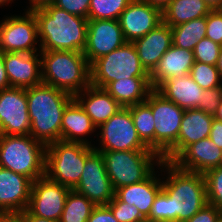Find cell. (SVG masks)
<instances>
[{
	"label": "cell",
	"instance_id": "6da1fadb",
	"mask_svg": "<svg viewBox=\"0 0 222 222\" xmlns=\"http://www.w3.org/2000/svg\"><path fill=\"white\" fill-rule=\"evenodd\" d=\"M32 12L38 23L41 51H84L87 42L88 19L70 14L54 4Z\"/></svg>",
	"mask_w": 222,
	"mask_h": 222
},
{
	"label": "cell",
	"instance_id": "7a4b0ae2",
	"mask_svg": "<svg viewBox=\"0 0 222 222\" xmlns=\"http://www.w3.org/2000/svg\"><path fill=\"white\" fill-rule=\"evenodd\" d=\"M30 135L45 146L61 140V121L66 106L74 97L41 83L26 88Z\"/></svg>",
	"mask_w": 222,
	"mask_h": 222
},
{
	"label": "cell",
	"instance_id": "3957f363",
	"mask_svg": "<svg viewBox=\"0 0 222 222\" xmlns=\"http://www.w3.org/2000/svg\"><path fill=\"white\" fill-rule=\"evenodd\" d=\"M42 81L73 97L90 85V64L83 52L41 51Z\"/></svg>",
	"mask_w": 222,
	"mask_h": 222
},
{
	"label": "cell",
	"instance_id": "277c9868",
	"mask_svg": "<svg viewBox=\"0 0 222 222\" xmlns=\"http://www.w3.org/2000/svg\"><path fill=\"white\" fill-rule=\"evenodd\" d=\"M46 146L31 135L0 134V167L33 182L45 175Z\"/></svg>",
	"mask_w": 222,
	"mask_h": 222
},
{
	"label": "cell",
	"instance_id": "5b68a950",
	"mask_svg": "<svg viewBox=\"0 0 222 222\" xmlns=\"http://www.w3.org/2000/svg\"><path fill=\"white\" fill-rule=\"evenodd\" d=\"M114 190L147 179L160 166L162 157L154 150L99 151Z\"/></svg>",
	"mask_w": 222,
	"mask_h": 222
},
{
	"label": "cell",
	"instance_id": "8992f818",
	"mask_svg": "<svg viewBox=\"0 0 222 222\" xmlns=\"http://www.w3.org/2000/svg\"><path fill=\"white\" fill-rule=\"evenodd\" d=\"M93 146L83 143L56 141L46 146L45 175L52 181L73 189L82 175Z\"/></svg>",
	"mask_w": 222,
	"mask_h": 222
},
{
	"label": "cell",
	"instance_id": "52a82bcc",
	"mask_svg": "<svg viewBox=\"0 0 222 222\" xmlns=\"http://www.w3.org/2000/svg\"><path fill=\"white\" fill-rule=\"evenodd\" d=\"M151 108L155 121V152L164 161L177 158V139L184 109L166 99L153 89L145 101Z\"/></svg>",
	"mask_w": 222,
	"mask_h": 222
},
{
	"label": "cell",
	"instance_id": "ba28073f",
	"mask_svg": "<svg viewBox=\"0 0 222 222\" xmlns=\"http://www.w3.org/2000/svg\"><path fill=\"white\" fill-rule=\"evenodd\" d=\"M127 78H150L132 42H125L90 64V84L93 86L105 88L112 81Z\"/></svg>",
	"mask_w": 222,
	"mask_h": 222
},
{
	"label": "cell",
	"instance_id": "9c48e42d",
	"mask_svg": "<svg viewBox=\"0 0 222 222\" xmlns=\"http://www.w3.org/2000/svg\"><path fill=\"white\" fill-rule=\"evenodd\" d=\"M97 129L100 147L93 146L96 151L152 150L139 138L130 106L123 107Z\"/></svg>",
	"mask_w": 222,
	"mask_h": 222
},
{
	"label": "cell",
	"instance_id": "30bf717a",
	"mask_svg": "<svg viewBox=\"0 0 222 222\" xmlns=\"http://www.w3.org/2000/svg\"><path fill=\"white\" fill-rule=\"evenodd\" d=\"M21 15L6 16L0 21V52H41L38 39V23L32 11Z\"/></svg>",
	"mask_w": 222,
	"mask_h": 222
},
{
	"label": "cell",
	"instance_id": "8fae6325",
	"mask_svg": "<svg viewBox=\"0 0 222 222\" xmlns=\"http://www.w3.org/2000/svg\"><path fill=\"white\" fill-rule=\"evenodd\" d=\"M95 206L107 205L115 196L101 152L94 150L86 159L79 183L72 189Z\"/></svg>",
	"mask_w": 222,
	"mask_h": 222
},
{
	"label": "cell",
	"instance_id": "7c38bea8",
	"mask_svg": "<svg viewBox=\"0 0 222 222\" xmlns=\"http://www.w3.org/2000/svg\"><path fill=\"white\" fill-rule=\"evenodd\" d=\"M71 190L44 175L32 183L27 210L40 218L60 220L66 198Z\"/></svg>",
	"mask_w": 222,
	"mask_h": 222
},
{
	"label": "cell",
	"instance_id": "4fadbf2b",
	"mask_svg": "<svg viewBox=\"0 0 222 222\" xmlns=\"http://www.w3.org/2000/svg\"><path fill=\"white\" fill-rule=\"evenodd\" d=\"M168 174L162 180V187L178 201L208 202L205 179L202 173L179 169L174 163L162 161L157 167ZM165 170V171H164Z\"/></svg>",
	"mask_w": 222,
	"mask_h": 222
},
{
	"label": "cell",
	"instance_id": "5bb4252c",
	"mask_svg": "<svg viewBox=\"0 0 222 222\" xmlns=\"http://www.w3.org/2000/svg\"><path fill=\"white\" fill-rule=\"evenodd\" d=\"M31 122L25 88L0 91V134L30 135Z\"/></svg>",
	"mask_w": 222,
	"mask_h": 222
},
{
	"label": "cell",
	"instance_id": "9a60e30c",
	"mask_svg": "<svg viewBox=\"0 0 222 222\" xmlns=\"http://www.w3.org/2000/svg\"><path fill=\"white\" fill-rule=\"evenodd\" d=\"M118 21L125 41L133 42L163 22L162 10L142 0H132Z\"/></svg>",
	"mask_w": 222,
	"mask_h": 222
},
{
	"label": "cell",
	"instance_id": "2e32d148",
	"mask_svg": "<svg viewBox=\"0 0 222 222\" xmlns=\"http://www.w3.org/2000/svg\"><path fill=\"white\" fill-rule=\"evenodd\" d=\"M125 42L118 20H88L87 42L83 54L91 64Z\"/></svg>",
	"mask_w": 222,
	"mask_h": 222
},
{
	"label": "cell",
	"instance_id": "e0dca14e",
	"mask_svg": "<svg viewBox=\"0 0 222 222\" xmlns=\"http://www.w3.org/2000/svg\"><path fill=\"white\" fill-rule=\"evenodd\" d=\"M3 61L10 87L26 89L43 83L40 52H5Z\"/></svg>",
	"mask_w": 222,
	"mask_h": 222
},
{
	"label": "cell",
	"instance_id": "ac0fdd59",
	"mask_svg": "<svg viewBox=\"0 0 222 222\" xmlns=\"http://www.w3.org/2000/svg\"><path fill=\"white\" fill-rule=\"evenodd\" d=\"M33 181L0 167V212H23L27 209Z\"/></svg>",
	"mask_w": 222,
	"mask_h": 222
},
{
	"label": "cell",
	"instance_id": "d6986e66",
	"mask_svg": "<svg viewBox=\"0 0 222 222\" xmlns=\"http://www.w3.org/2000/svg\"><path fill=\"white\" fill-rule=\"evenodd\" d=\"M221 159L222 150L207 137L189 145L172 163L181 170L204 174L219 167Z\"/></svg>",
	"mask_w": 222,
	"mask_h": 222
},
{
	"label": "cell",
	"instance_id": "ffe728a7",
	"mask_svg": "<svg viewBox=\"0 0 222 222\" xmlns=\"http://www.w3.org/2000/svg\"><path fill=\"white\" fill-rule=\"evenodd\" d=\"M132 43L141 64L151 74L157 67L161 57L173 45L171 27L162 22L145 36L136 39Z\"/></svg>",
	"mask_w": 222,
	"mask_h": 222
},
{
	"label": "cell",
	"instance_id": "44dd1931",
	"mask_svg": "<svg viewBox=\"0 0 222 222\" xmlns=\"http://www.w3.org/2000/svg\"><path fill=\"white\" fill-rule=\"evenodd\" d=\"M98 128L123 107L104 89L89 85L74 96Z\"/></svg>",
	"mask_w": 222,
	"mask_h": 222
},
{
	"label": "cell",
	"instance_id": "7402d4cb",
	"mask_svg": "<svg viewBox=\"0 0 222 222\" xmlns=\"http://www.w3.org/2000/svg\"><path fill=\"white\" fill-rule=\"evenodd\" d=\"M194 63L193 51L172 45L150 74L151 86L153 89H157L169 78L189 74Z\"/></svg>",
	"mask_w": 222,
	"mask_h": 222
},
{
	"label": "cell",
	"instance_id": "603a6c76",
	"mask_svg": "<svg viewBox=\"0 0 222 222\" xmlns=\"http://www.w3.org/2000/svg\"><path fill=\"white\" fill-rule=\"evenodd\" d=\"M157 173L160 172H158V170L154 171L147 179L143 180L142 182L119 187L115 190V195L121 201L130 205H135L141 214L145 218H148L154 199L162 190V179H160Z\"/></svg>",
	"mask_w": 222,
	"mask_h": 222
},
{
	"label": "cell",
	"instance_id": "cb8c5ba5",
	"mask_svg": "<svg viewBox=\"0 0 222 222\" xmlns=\"http://www.w3.org/2000/svg\"><path fill=\"white\" fill-rule=\"evenodd\" d=\"M97 127L92 123L91 118L83 110L80 104L73 99L65 108L61 121V141L91 144L87 135L96 132Z\"/></svg>",
	"mask_w": 222,
	"mask_h": 222
},
{
	"label": "cell",
	"instance_id": "d4e9b609",
	"mask_svg": "<svg viewBox=\"0 0 222 222\" xmlns=\"http://www.w3.org/2000/svg\"><path fill=\"white\" fill-rule=\"evenodd\" d=\"M156 90L184 110L197 108L203 96V89L189 74L169 78Z\"/></svg>",
	"mask_w": 222,
	"mask_h": 222
},
{
	"label": "cell",
	"instance_id": "484cf974",
	"mask_svg": "<svg viewBox=\"0 0 222 222\" xmlns=\"http://www.w3.org/2000/svg\"><path fill=\"white\" fill-rule=\"evenodd\" d=\"M214 116L200 109H186L177 139V157L191 144L210 136Z\"/></svg>",
	"mask_w": 222,
	"mask_h": 222
},
{
	"label": "cell",
	"instance_id": "4316f807",
	"mask_svg": "<svg viewBox=\"0 0 222 222\" xmlns=\"http://www.w3.org/2000/svg\"><path fill=\"white\" fill-rule=\"evenodd\" d=\"M122 107L146 101L153 90L150 78H127L112 81L104 88Z\"/></svg>",
	"mask_w": 222,
	"mask_h": 222
},
{
	"label": "cell",
	"instance_id": "83f0119b",
	"mask_svg": "<svg viewBox=\"0 0 222 222\" xmlns=\"http://www.w3.org/2000/svg\"><path fill=\"white\" fill-rule=\"evenodd\" d=\"M212 9L204 0H172L162 11L163 22L170 27L207 16Z\"/></svg>",
	"mask_w": 222,
	"mask_h": 222
},
{
	"label": "cell",
	"instance_id": "f1b7e54d",
	"mask_svg": "<svg viewBox=\"0 0 222 222\" xmlns=\"http://www.w3.org/2000/svg\"><path fill=\"white\" fill-rule=\"evenodd\" d=\"M176 47L193 51L198 41L206 37V16L171 27Z\"/></svg>",
	"mask_w": 222,
	"mask_h": 222
},
{
	"label": "cell",
	"instance_id": "f546056e",
	"mask_svg": "<svg viewBox=\"0 0 222 222\" xmlns=\"http://www.w3.org/2000/svg\"><path fill=\"white\" fill-rule=\"evenodd\" d=\"M134 126L141 141L155 151V121L150 106L144 101L130 106Z\"/></svg>",
	"mask_w": 222,
	"mask_h": 222
},
{
	"label": "cell",
	"instance_id": "4dcf8cb0",
	"mask_svg": "<svg viewBox=\"0 0 222 222\" xmlns=\"http://www.w3.org/2000/svg\"><path fill=\"white\" fill-rule=\"evenodd\" d=\"M148 219L155 222H180V201L162 187L154 199Z\"/></svg>",
	"mask_w": 222,
	"mask_h": 222
},
{
	"label": "cell",
	"instance_id": "1f68e13d",
	"mask_svg": "<svg viewBox=\"0 0 222 222\" xmlns=\"http://www.w3.org/2000/svg\"><path fill=\"white\" fill-rule=\"evenodd\" d=\"M95 205L74 190L68 193L60 222H87Z\"/></svg>",
	"mask_w": 222,
	"mask_h": 222
},
{
	"label": "cell",
	"instance_id": "d6a6232c",
	"mask_svg": "<svg viewBox=\"0 0 222 222\" xmlns=\"http://www.w3.org/2000/svg\"><path fill=\"white\" fill-rule=\"evenodd\" d=\"M132 0H90L88 20H118Z\"/></svg>",
	"mask_w": 222,
	"mask_h": 222
},
{
	"label": "cell",
	"instance_id": "836d02e7",
	"mask_svg": "<svg viewBox=\"0 0 222 222\" xmlns=\"http://www.w3.org/2000/svg\"><path fill=\"white\" fill-rule=\"evenodd\" d=\"M189 75L202 89L222 86V79L215 65L195 61Z\"/></svg>",
	"mask_w": 222,
	"mask_h": 222
},
{
	"label": "cell",
	"instance_id": "e575fe53",
	"mask_svg": "<svg viewBox=\"0 0 222 222\" xmlns=\"http://www.w3.org/2000/svg\"><path fill=\"white\" fill-rule=\"evenodd\" d=\"M208 204L222 212V166L212 168L203 174Z\"/></svg>",
	"mask_w": 222,
	"mask_h": 222
},
{
	"label": "cell",
	"instance_id": "d590c367",
	"mask_svg": "<svg viewBox=\"0 0 222 222\" xmlns=\"http://www.w3.org/2000/svg\"><path fill=\"white\" fill-rule=\"evenodd\" d=\"M107 206L119 222H137L145 219L135 205L121 201L116 195Z\"/></svg>",
	"mask_w": 222,
	"mask_h": 222
},
{
	"label": "cell",
	"instance_id": "8d00e7d4",
	"mask_svg": "<svg viewBox=\"0 0 222 222\" xmlns=\"http://www.w3.org/2000/svg\"><path fill=\"white\" fill-rule=\"evenodd\" d=\"M221 47L211 39H201L193 50L195 61L216 66Z\"/></svg>",
	"mask_w": 222,
	"mask_h": 222
},
{
	"label": "cell",
	"instance_id": "74e56055",
	"mask_svg": "<svg viewBox=\"0 0 222 222\" xmlns=\"http://www.w3.org/2000/svg\"><path fill=\"white\" fill-rule=\"evenodd\" d=\"M206 38L222 46V9L212 10L206 16Z\"/></svg>",
	"mask_w": 222,
	"mask_h": 222
},
{
	"label": "cell",
	"instance_id": "f35d334b",
	"mask_svg": "<svg viewBox=\"0 0 222 222\" xmlns=\"http://www.w3.org/2000/svg\"><path fill=\"white\" fill-rule=\"evenodd\" d=\"M221 100L222 86L211 89H203V96L197 109H200L203 112L214 116Z\"/></svg>",
	"mask_w": 222,
	"mask_h": 222
},
{
	"label": "cell",
	"instance_id": "ab89813d",
	"mask_svg": "<svg viewBox=\"0 0 222 222\" xmlns=\"http://www.w3.org/2000/svg\"><path fill=\"white\" fill-rule=\"evenodd\" d=\"M54 5L70 14L88 19L90 0H55Z\"/></svg>",
	"mask_w": 222,
	"mask_h": 222
},
{
	"label": "cell",
	"instance_id": "60d3db41",
	"mask_svg": "<svg viewBox=\"0 0 222 222\" xmlns=\"http://www.w3.org/2000/svg\"><path fill=\"white\" fill-rule=\"evenodd\" d=\"M221 218L222 212L216 206L207 204L185 222H218Z\"/></svg>",
	"mask_w": 222,
	"mask_h": 222
},
{
	"label": "cell",
	"instance_id": "b9f144b4",
	"mask_svg": "<svg viewBox=\"0 0 222 222\" xmlns=\"http://www.w3.org/2000/svg\"><path fill=\"white\" fill-rule=\"evenodd\" d=\"M87 222H119L107 205L95 206Z\"/></svg>",
	"mask_w": 222,
	"mask_h": 222
},
{
	"label": "cell",
	"instance_id": "7bdbcfd3",
	"mask_svg": "<svg viewBox=\"0 0 222 222\" xmlns=\"http://www.w3.org/2000/svg\"><path fill=\"white\" fill-rule=\"evenodd\" d=\"M208 202H180V222L192 218L199 210L204 208Z\"/></svg>",
	"mask_w": 222,
	"mask_h": 222
},
{
	"label": "cell",
	"instance_id": "ee69618b",
	"mask_svg": "<svg viewBox=\"0 0 222 222\" xmlns=\"http://www.w3.org/2000/svg\"><path fill=\"white\" fill-rule=\"evenodd\" d=\"M210 140H212L216 146L222 150V122L214 119L210 131Z\"/></svg>",
	"mask_w": 222,
	"mask_h": 222
},
{
	"label": "cell",
	"instance_id": "f6af8a7d",
	"mask_svg": "<svg viewBox=\"0 0 222 222\" xmlns=\"http://www.w3.org/2000/svg\"><path fill=\"white\" fill-rule=\"evenodd\" d=\"M10 88L5 64L3 61V53L0 52V91Z\"/></svg>",
	"mask_w": 222,
	"mask_h": 222
},
{
	"label": "cell",
	"instance_id": "bcb514c9",
	"mask_svg": "<svg viewBox=\"0 0 222 222\" xmlns=\"http://www.w3.org/2000/svg\"><path fill=\"white\" fill-rule=\"evenodd\" d=\"M0 222H25L21 212H0Z\"/></svg>",
	"mask_w": 222,
	"mask_h": 222
},
{
	"label": "cell",
	"instance_id": "7dc6e473",
	"mask_svg": "<svg viewBox=\"0 0 222 222\" xmlns=\"http://www.w3.org/2000/svg\"><path fill=\"white\" fill-rule=\"evenodd\" d=\"M55 0H29V6H27L28 8L27 11H33L39 8H43L47 5H52L54 4Z\"/></svg>",
	"mask_w": 222,
	"mask_h": 222
},
{
	"label": "cell",
	"instance_id": "c3c4849f",
	"mask_svg": "<svg viewBox=\"0 0 222 222\" xmlns=\"http://www.w3.org/2000/svg\"><path fill=\"white\" fill-rule=\"evenodd\" d=\"M25 222H60L59 220H50L32 215L27 209L21 212Z\"/></svg>",
	"mask_w": 222,
	"mask_h": 222
},
{
	"label": "cell",
	"instance_id": "681fc988",
	"mask_svg": "<svg viewBox=\"0 0 222 222\" xmlns=\"http://www.w3.org/2000/svg\"><path fill=\"white\" fill-rule=\"evenodd\" d=\"M148 4L160 8L162 11L172 0H142Z\"/></svg>",
	"mask_w": 222,
	"mask_h": 222
},
{
	"label": "cell",
	"instance_id": "f907efd6",
	"mask_svg": "<svg viewBox=\"0 0 222 222\" xmlns=\"http://www.w3.org/2000/svg\"><path fill=\"white\" fill-rule=\"evenodd\" d=\"M212 10L222 9V0H204Z\"/></svg>",
	"mask_w": 222,
	"mask_h": 222
},
{
	"label": "cell",
	"instance_id": "816d5d0a",
	"mask_svg": "<svg viewBox=\"0 0 222 222\" xmlns=\"http://www.w3.org/2000/svg\"><path fill=\"white\" fill-rule=\"evenodd\" d=\"M216 67H217L219 75H220V77L222 79V47H221V50H220V53H219V57H218V61H217Z\"/></svg>",
	"mask_w": 222,
	"mask_h": 222
},
{
	"label": "cell",
	"instance_id": "f5cc1de1",
	"mask_svg": "<svg viewBox=\"0 0 222 222\" xmlns=\"http://www.w3.org/2000/svg\"><path fill=\"white\" fill-rule=\"evenodd\" d=\"M214 119L222 122V100L220 102L219 107L216 110V113L214 114Z\"/></svg>",
	"mask_w": 222,
	"mask_h": 222
},
{
	"label": "cell",
	"instance_id": "db71d44e",
	"mask_svg": "<svg viewBox=\"0 0 222 222\" xmlns=\"http://www.w3.org/2000/svg\"><path fill=\"white\" fill-rule=\"evenodd\" d=\"M14 2L13 0H0V6L8 5L9 3Z\"/></svg>",
	"mask_w": 222,
	"mask_h": 222
},
{
	"label": "cell",
	"instance_id": "11a10c76",
	"mask_svg": "<svg viewBox=\"0 0 222 222\" xmlns=\"http://www.w3.org/2000/svg\"><path fill=\"white\" fill-rule=\"evenodd\" d=\"M137 222H155V221H152V220H150L148 218H145V219H143L141 221H137Z\"/></svg>",
	"mask_w": 222,
	"mask_h": 222
}]
</instances>
